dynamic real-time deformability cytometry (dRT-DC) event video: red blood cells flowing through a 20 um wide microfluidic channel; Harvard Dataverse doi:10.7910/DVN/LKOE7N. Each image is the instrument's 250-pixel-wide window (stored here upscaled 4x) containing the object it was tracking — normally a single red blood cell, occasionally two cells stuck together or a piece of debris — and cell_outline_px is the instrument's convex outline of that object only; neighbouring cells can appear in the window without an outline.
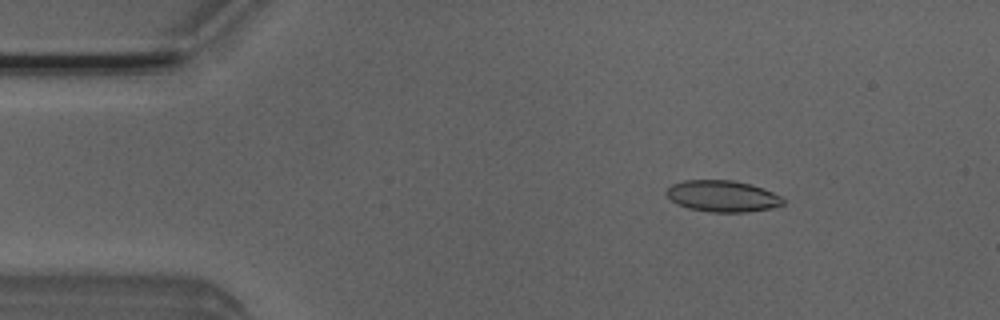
{"species": "Egyptian fruit bat (a non-hibernating species)", "species_latin": "Rousettus aegyptiacus", "temperature_condition": "room temperature", "stored_images_in_passage": 49, "camera_frame_rate_fps": 3000, "um_per_image_px": 0.085, "animal": {"sex": "male"}, "frame": {"image": 1, "passage_image": 6, "time_ms": 1.667, "image_size_px": [1000, 320], "cell_outline_px": [[784, 204], [772, 208], [748, 212], [708, 212], [688, 208], [676, 204], [664, 192], [672, 184], [684, 180], [732, 180], [764, 188], [780, 196], [784, 200]], "centroid_in_image_um": [61.4, 16.68], "position_along_channel_um": 23.6, "area_um2": 21.39}}
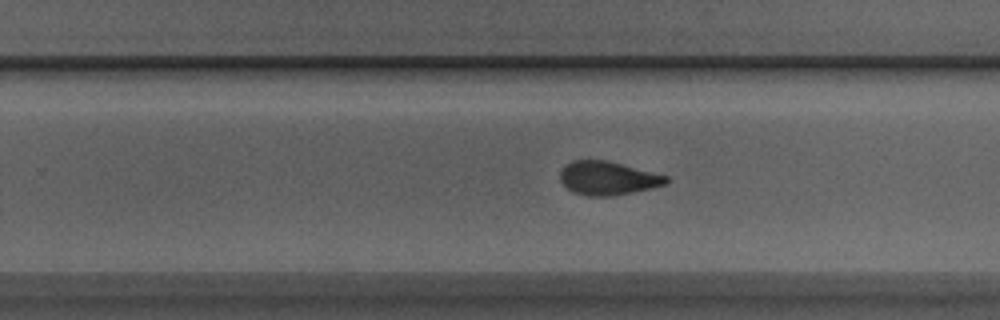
{"frame": {"image": 2, "passage_image": 30, "time_ms": 9.667, "image_size_px": [1000, 320], "cell_outline_px": [[668, 184], [652, 188], [612, 196], [588, 196], [572, 192], [560, 180], [560, 172], [572, 160], [604, 160], [668, 176]], "centroid_in_image_um": [51.67, 15.16], "position_along_channel_um": 278.1, "area_um2": 20.46}}
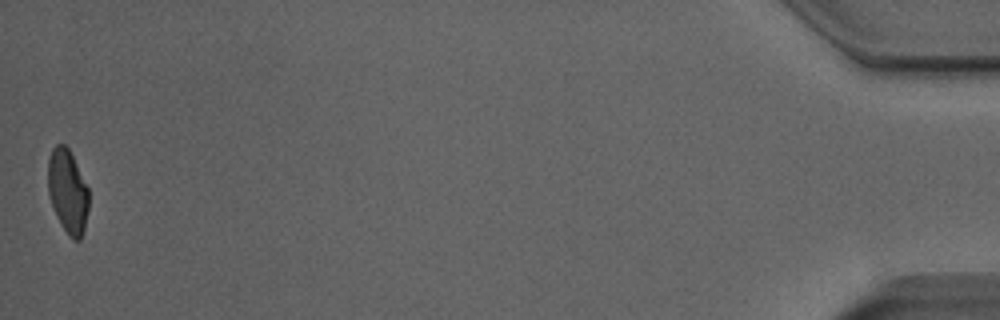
{"frame": {"image": 3, "passage_image": 49, "time_ms": 16.0, "image_size_px": [1000, 320], "cell_outline_px": [[88, 208], [84, 228], [80, 240], [72, 240], [68, 236], [60, 224], [56, 216], [48, 192], [48, 156], [52, 148], [56, 144], [64, 144], [68, 148], [88, 188]], "centroid_in_image_um": [5.73, 16.28], "position_along_channel_um": 429.5, "area_um2": 19.83}, "authors_computed_cell_mechanics": {"area_um2": 21.2126, "velocity_mm_per_s": 4.022, "shape_relaxation_time_tau1_ms": 8.6286, "shape_relaxation_time_tau2_ms": 2.0803, "deformation_change_tau1": 0.1839, "deformation_change_tau2": 0.0859}}